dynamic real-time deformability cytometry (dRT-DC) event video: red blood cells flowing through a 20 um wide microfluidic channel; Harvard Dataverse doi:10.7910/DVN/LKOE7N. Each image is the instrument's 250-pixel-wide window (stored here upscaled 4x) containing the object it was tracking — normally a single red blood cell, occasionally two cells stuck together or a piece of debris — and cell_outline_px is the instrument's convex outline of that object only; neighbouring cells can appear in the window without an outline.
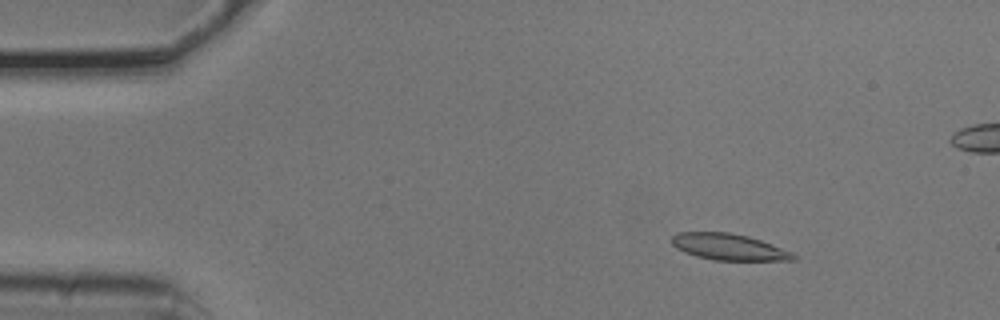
{"species": "common noctule bat (a hibernating species)", "species_latin": "Nyctalus noctula", "temperature_condition": "cold", "stored_images_in_passage": 6, "camera_frame_rate_fps": 3000, "um_per_image_px": 0.085, "animal": {"sex": "male", "body_mass_g": 20.5, "forearm_length_mm": 52.5}, "frame": {"image": 1, "passage_image": 3, "time_ms": 0.667, "image_size_px": [1000, 320], "cell_outline_px": [[800, 256], [796, 260], [716, 260], [696, 256], [684, 252], [676, 248], [672, 244], [672, 236], [676, 232], [728, 232], [748, 236], [760, 240], [792, 252]], "centroid_in_image_um": [61.95, 20.99], "position_along_channel_um": 23.0, "area_um2": 18.67}}